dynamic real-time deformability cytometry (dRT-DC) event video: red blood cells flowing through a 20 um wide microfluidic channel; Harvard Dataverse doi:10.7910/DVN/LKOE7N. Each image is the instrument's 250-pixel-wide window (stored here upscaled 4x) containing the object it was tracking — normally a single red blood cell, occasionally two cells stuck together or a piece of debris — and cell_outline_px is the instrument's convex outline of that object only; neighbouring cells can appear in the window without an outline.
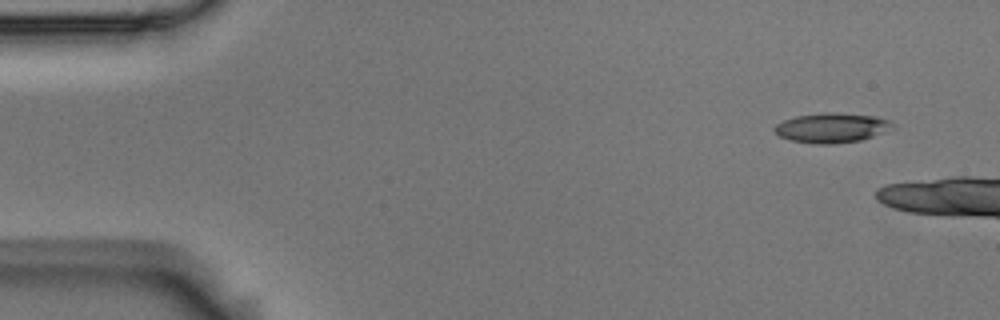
{"species": "Egyptian fruit bat (a non-hibernating species)", "species_latin": "Rousettus aegyptiacus", "temperature_condition": "room temperature", "stored_images_in_passage": 3, "camera_frame_rate_fps": 3000, "um_per_image_px": 0.085, "animal": {"sex": "male"}, "frame": {"image": 1, "passage_image": 1, "time_ms": 0.0, "image_size_px": [1000, 320], "cell_outline_px": [[892, 128], [872, 136], [860, 140], [832, 144], [816, 144], [792, 140], [780, 136], [772, 128], [776, 124], [784, 120], [796, 116], [824, 112], [832, 112], [876, 116], [888, 120], [892, 124]], "centroid_in_image_um": [70.66, 10.85], "position_along_channel_um": 14.3, "area_um2": 20.17}}